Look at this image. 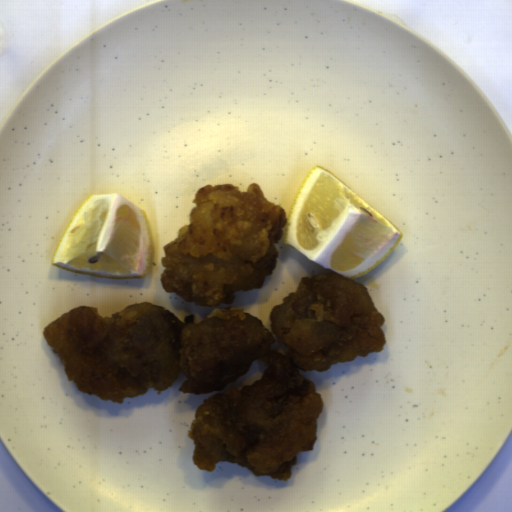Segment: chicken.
<instances>
[{
	"instance_id": "obj_1",
	"label": "chicken",
	"mask_w": 512,
	"mask_h": 512,
	"mask_svg": "<svg viewBox=\"0 0 512 512\" xmlns=\"http://www.w3.org/2000/svg\"><path fill=\"white\" fill-rule=\"evenodd\" d=\"M385 323L365 285L330 272L301 277L271 309L269 329L240 307L185 323L141 301L111 316L79 305L48 323L43 335L75 389L119 404L152 388L162 394L180 372L187 378L183 394H210L258 360L263 371L196 407L188 432L192 463L208 472L218 462L235 463L257 477L287 481L299 453L312 451L324 409L300 370L324 372L382 352Z\"/></svg>"
},
{
	"instance_id": "obj_2",
	"label": "chicken",
	"mask_w": 512,
	"mask_h": 512,
	"mask_svg": "<svg viewBox=\"0 0 512 512\" xmlns=\"http://www.w3.org/2000/svg\"><path fill=\"white\" fill-rule=\"evenodd\" d=\"M189 223L163 246L161 287L195 305L231 304L235 292L261 288L276 267L288 215L251 182L200 186Z\"/></svg>"
}]
</instances>
